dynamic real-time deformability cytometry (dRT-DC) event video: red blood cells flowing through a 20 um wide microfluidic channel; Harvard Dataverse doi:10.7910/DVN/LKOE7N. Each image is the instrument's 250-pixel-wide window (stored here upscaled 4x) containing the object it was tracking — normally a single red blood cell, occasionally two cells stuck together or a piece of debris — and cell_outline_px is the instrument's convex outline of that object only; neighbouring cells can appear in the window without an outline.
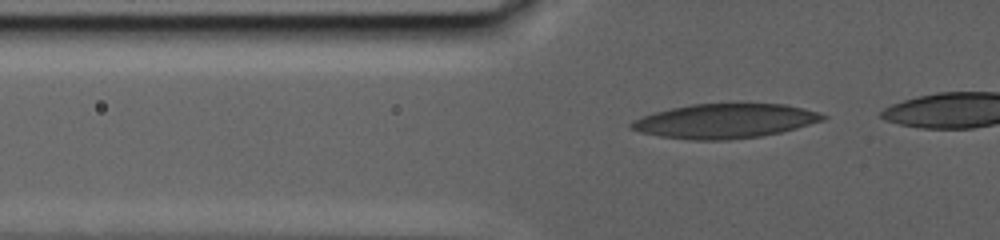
{"species": "human", "species_latin": "Homo sapiens", "temperature_condition": "warm", "stored_images_in_passage": 12, "camera_frame_rate_fps": 3000, "um_per_image_px": 0.085, "donor": {"sex": "male"}, "frame": {"image": 1, "passage_image": 4, "time_ms": 0.667, "image_size_px": [1000, 240], "cell_outline_px": [[828, 116], [824, 120], [796, 128], [780, 132], [760, 136], [728, 140], [692, 140], [660, 136], [640, 132], [632, 128], [628, 124], [632, 120], [652, 112], [692, 104], [784, 104], [804, 108], [820, 112]], "centroid_in_image_um": [61.61, 10.28], "position_along_channel_um": 64.2, "area_um2": 38.38}}